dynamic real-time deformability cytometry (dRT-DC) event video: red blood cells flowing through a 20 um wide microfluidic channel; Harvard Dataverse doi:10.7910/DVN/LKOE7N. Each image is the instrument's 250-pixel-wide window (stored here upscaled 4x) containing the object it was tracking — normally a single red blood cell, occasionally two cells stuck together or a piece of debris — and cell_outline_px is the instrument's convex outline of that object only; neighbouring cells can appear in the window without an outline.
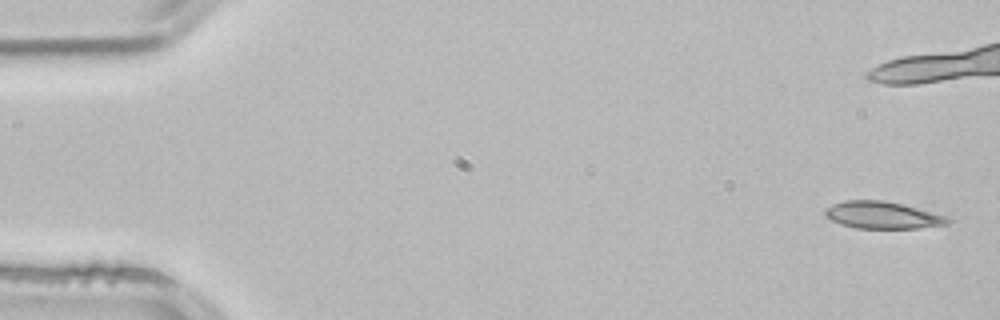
{"species": "common noctule bat (a hibernating species)", "species_latin": "Nyctalus noctula", "temperature_condition": "room temperature", "stored_images_in_passage": 7, "camera_frame_rate_fps": 3000, "um_per_image_px": 0.085, "animal": {"sex": "male", "body_mass_g": 21.5, "forearm_length_mm": 52.0}, "frame": {"image": 1, "passage_image": 1, "time_ms": 0.0, "image_size_px": [1000, 320], "cell_outline_px": [[952, 220], [948, 224], [916, 228], [856, 228], [840, 224], [824, 216], [824, 212], [832, 204], [844, 200], [884, 200], [904, 204], [944, 216]], "centroid_in_image_um": [74.97, 18.28], "position_along_channel_um": 10.0, "area_um2": 19.25}}